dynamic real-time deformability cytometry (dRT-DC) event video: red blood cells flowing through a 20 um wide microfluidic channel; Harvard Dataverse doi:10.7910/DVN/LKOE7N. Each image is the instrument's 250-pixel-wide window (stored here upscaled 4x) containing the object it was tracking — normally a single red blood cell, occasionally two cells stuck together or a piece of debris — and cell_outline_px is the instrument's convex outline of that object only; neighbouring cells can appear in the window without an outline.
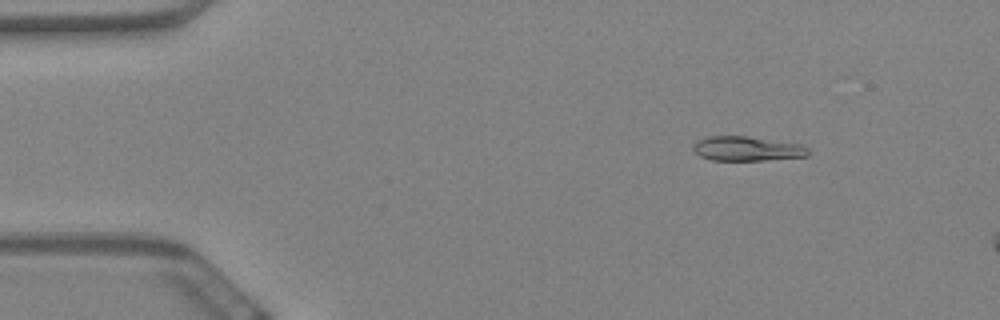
{"species": "Egyptian fruit bat (a non-hibernating species)", "species_latin": "Rousettus aegyptiacus", "temperature_condition": "warm", "stored_images_in_passage": 26, "camera_frame_rate_fps": 3000, "um_per_image_px": 0.085, "animal": {"sex": "female"}, "frame": {"image": 1, "passage_image": 8, "time_ms": 2.333, "image_size_px": [1000, 320], "cell_outline_px": [[808, 156], [764, 160], [712, 160], [700, 156], [692, 148], [692, 144], [696, 140], [708, 136], [748, 136], [800, 144], [808, 148]], "centroid_in_image_um": [63.46, 12.63], "position_along_channel_um": 21.5, "area_um2": 16.42}}
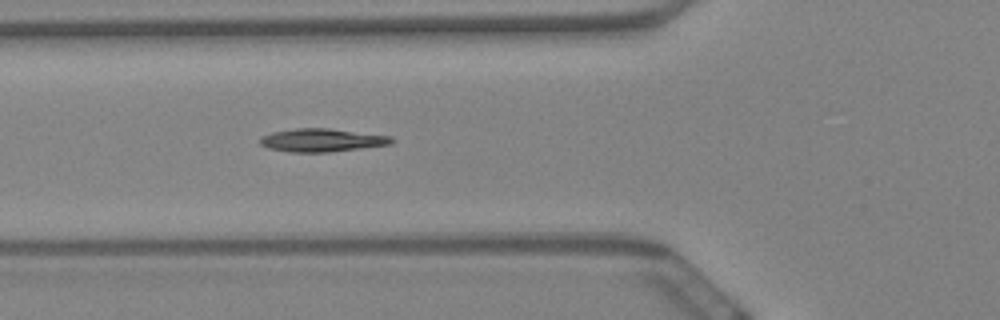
{"frame": {"image": 2, "passage_image": 22, "time_ms": 7.0, "image_size_px": [1000, 320], "cell_outline_px": [[396, 140], [392, 144], [328, 152], [288, 152], [268, 148], [260, 144], [260, 140], [264, 136], [272, 132], [296, 128], [328, 128], [392, 136]], "centroid_in_image_um": [27.39, 11.91], "position_along_channel_um": 98.4, "area_um2": 17.69}}
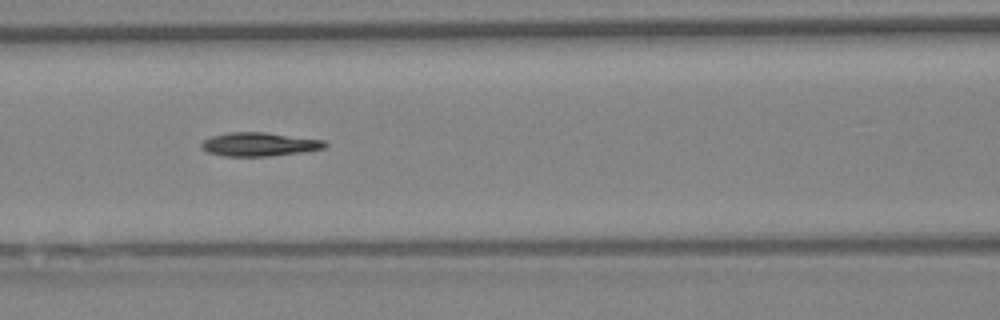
{"frame": {"image": 3, "passage_image": 26, "time_ms": 8.333, "image_size_px": [1000, 320], "cell_outline_px": [[328, 144], [324, 148], [300, 152], [268, 156], [224, 156], [208, 152], [200, 148], [200, 144], [204, 140], [212, 136], [232, 132], [264, 132], [324, 140]], "centroid_in_image_um": [22.01, 12.26], "position_along_channel_um": 144.6, "area_um2": 16.88}}